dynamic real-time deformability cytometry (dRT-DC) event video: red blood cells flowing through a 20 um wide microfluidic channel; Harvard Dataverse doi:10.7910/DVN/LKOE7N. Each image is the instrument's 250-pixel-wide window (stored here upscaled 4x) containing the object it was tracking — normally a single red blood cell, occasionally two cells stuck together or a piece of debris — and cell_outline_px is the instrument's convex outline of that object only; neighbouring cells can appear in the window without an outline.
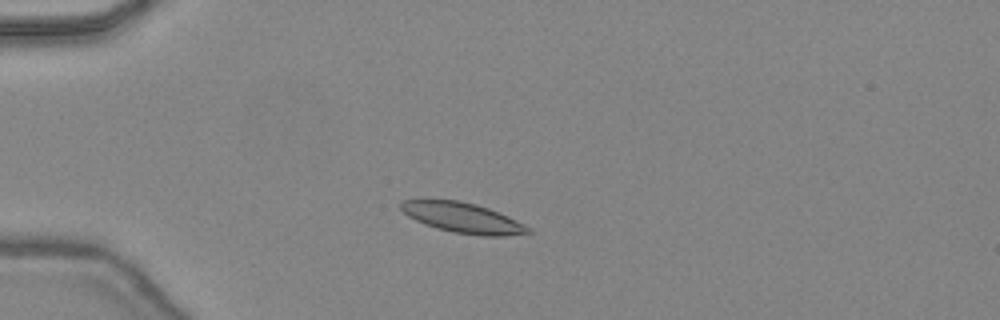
{"species": "common noctule bat (a hibernating species)", "species_latin": "Nyctalus noctula", "temperature_condition": "warm", "stored_images_in_passage": 43, "camera_frame_rate_fps": 3000, "um_per_image_px": 0.085, "animal": {"sex": "female", "body_mass_g": 24.6, "forearm_length_mm": 56.2}, "frame": {"image": 1, "passage_image": 9, "time_ms": 2.667, "image_size_px": [1000, 320], "cell_outline_px": [[532, 232], [504, 236], [480, 236], [452, 232], [436, 228], [424, 224], [408, 216], [400, 208], [400, 204], [404, 200], [460, 200], [476, 204], [488, 208], [508, 216], [532, 228]], "centroid_in_image_um": [39.35, 18.52], "position_along_channel_um": 45.6, "area_um2": 22.37}}
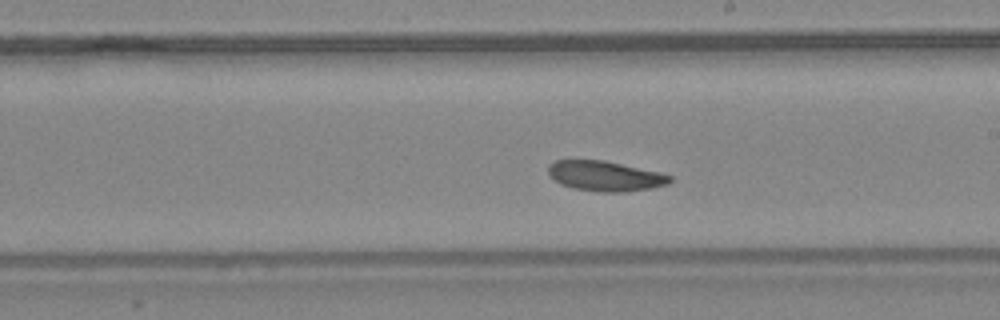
{"frame": {"image": 2, "passage_image": 24, "time_ms": 7.667, "image_size_px": [1000, 320], "cell_outline_px": [[672, 180], [668, 184], [652, 188], [628, 192], [600, 192], [572, 188], [560, 184], [548, 172], [548, 164], [556, 160], [604, 160], [660, 172], [672, 176]], "centroid_in_image_um": [51.46, 14.97], "position_along_channel_um": 237.5, "area_um2": 21.44}}
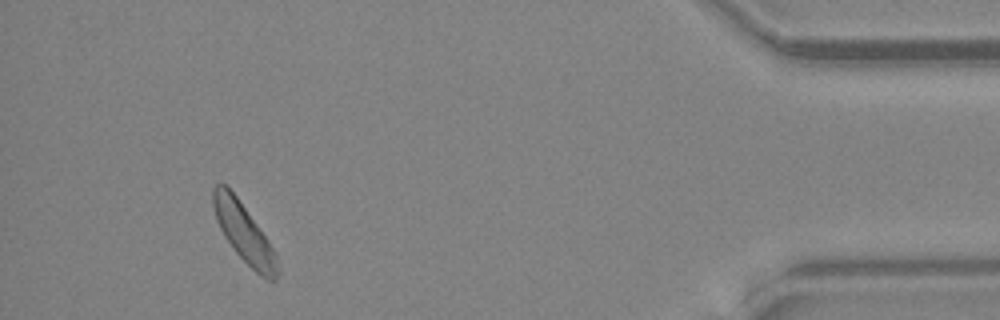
{"frame": {"image": 3, "passage_image": 40, "time_ms": 13.0, "image_size_px": [1000, 320], "cell_outline_px": [[280, 276], [276, 280], [268, 280], [260, 276], [232, 248], [224, 236], [216, 220], [212, 208], [212, 188], [216, 184], [224, 184], [236, 196], [268, 240], [276, 256], [280, 272]], "centroid_in_image_um": [20.73, 19.82], "position_along_channel_um": 414.5, "area_um2": 21.79}, "authors_computed_cell_mechanics": {"area_um2": 21.9062, "velocity_mm_per_s": 4.4126, "shape_relaxation_time_tau1_ms": 2.6826, "shape_relaxation_time_tau2_ms": 8.1527, "deformation_change_tau1": 0.0729, "deformation_change_tau2": 0.151}}